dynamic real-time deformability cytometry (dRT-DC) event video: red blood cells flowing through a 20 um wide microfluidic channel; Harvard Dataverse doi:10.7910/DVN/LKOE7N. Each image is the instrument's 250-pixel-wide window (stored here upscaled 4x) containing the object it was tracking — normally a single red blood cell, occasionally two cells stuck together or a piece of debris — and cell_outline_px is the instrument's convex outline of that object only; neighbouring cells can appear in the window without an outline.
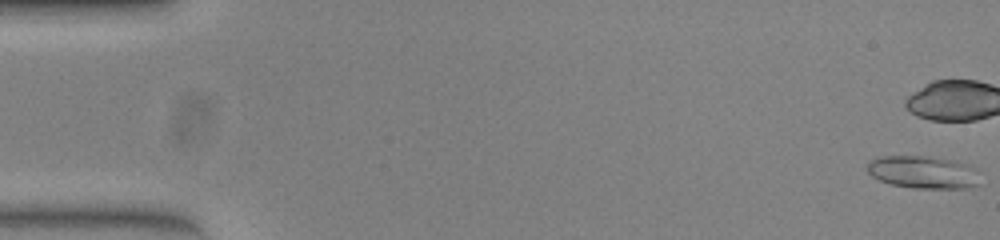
{"species": "common noctule bat (a hibernating species)", "species_latin": "Nyctalus noctula", "temperature_condition": "warm", "stored_images_in_passage": 14, "camera_frame_rate_fps": 3000, "um_per_image_px": 0.085, "animal": {"sex": "female", "body_mass_g": 23.0, "forearm_length_mm": 53.4}, "frame": {"image": 1, "passage_image": 1, "time_ms": 0.0, "image_size_px": [1000, 240], "cell_outline_px": [[976, 184], [964, 188], [912, 188], [892, 184], [880, 180], [872, 176], [868, 172], [868, 164], [872, 160], [884, 156], [924, 156], [952, 160], [976, 168]], "centroid_in_image_um": [78.42, 14.63], "position_along_channel_um": 6.6, "area_um2": 20.87}}